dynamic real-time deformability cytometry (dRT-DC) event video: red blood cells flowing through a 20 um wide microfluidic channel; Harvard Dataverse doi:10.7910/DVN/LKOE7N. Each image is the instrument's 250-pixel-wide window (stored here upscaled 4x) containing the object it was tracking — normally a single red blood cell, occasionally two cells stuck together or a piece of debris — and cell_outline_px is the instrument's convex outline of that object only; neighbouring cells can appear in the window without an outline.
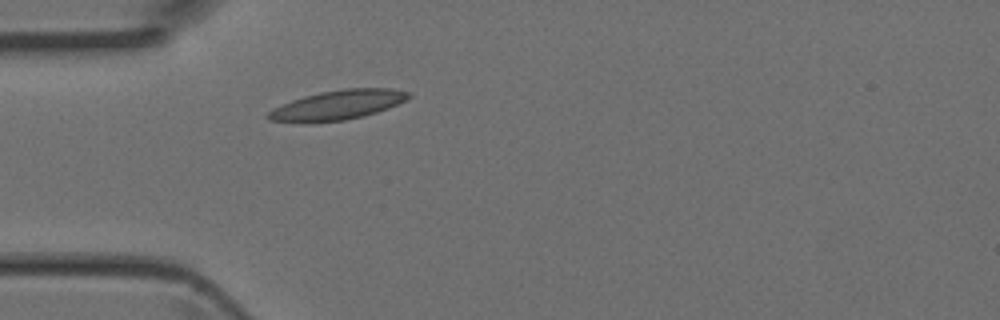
{"species": "Egyptian fruit bat (a non-hibernating species)", "species_latin": "Rousettus aegyptiacus", "temperature_condition": "room temperature", "stored_images_in_passage": 2, "camera_frame_rate_fps": 3000, "um_per_image_px": 0.085, "animal": {"sex": "female"}, "frame": {"image": 1, "passage_image": 2, "time_ms": 0.333, "image_size_px": [1000, 320], "cell_outline_px": [[412, 96], [388, 108], [364, 116], [344, 120], [268, 120], [264, 116], [268, 112], [292, 100], [304, 96], [320, 92], [344, 88], [392, 88], [412, 92]], "centroid_in_image_um": [28.81, 8.87], "position_along_channel_um": 56.2, "area_um2": 23.29}}